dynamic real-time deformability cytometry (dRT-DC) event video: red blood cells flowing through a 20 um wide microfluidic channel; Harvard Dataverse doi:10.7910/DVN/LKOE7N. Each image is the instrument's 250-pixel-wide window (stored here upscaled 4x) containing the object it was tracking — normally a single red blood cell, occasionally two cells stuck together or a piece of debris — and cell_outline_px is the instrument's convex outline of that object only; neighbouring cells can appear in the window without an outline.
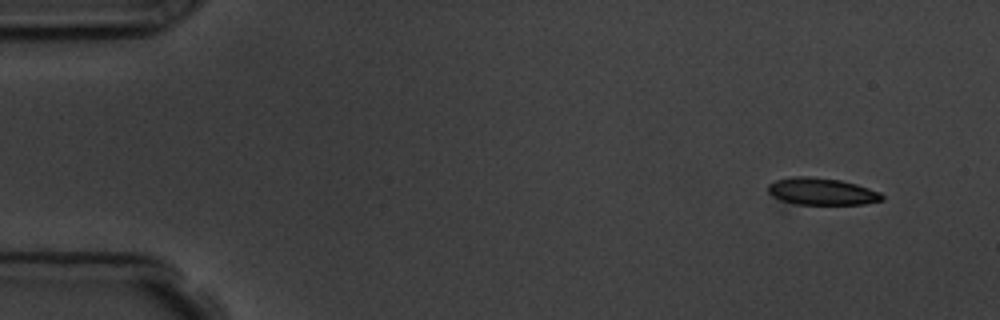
{"species": "common noctule bat (a hibernating species)", "species_latin": "Nyctalus noctula", "temperature_condition": "room temperature", "stored_images_in_passage": 6, "camera_frame_rate_fps": 3000, "um_per_image_px": 0.085, "animal": {"sex": "male", "body_mass_g": 19.5, "forearm_length_mm": 54.6}, "frame": {"image": 1, "passage_image": 3, "time_ms": 2.333, "image_size_px": [1000, 320], "cell_outline_px": [[884, 200], [864, 204], [784, 212], [768, 192], [768, 184], [776, 180], [796, 176], [804, 176], [840, 180], [856, 184], [880, 192], [884, 196]], "centroid_in_image_um": [69.64, 16.45], "position_along_channel_um": 15.4, "area_um2": 20.81}}